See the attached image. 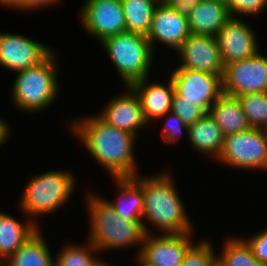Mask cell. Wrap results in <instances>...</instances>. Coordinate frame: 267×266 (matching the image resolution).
I'll return each mask as SVG.
<instances>
[{
    "mask_svg": "<svg viewBox=\"0 0 267 266\" xmlns=\"http://www.w3.org/2000/svg\"><path fill=\"white\" fill-rule=\"evenodd\" d=\"M250 126L267 130V92L237 97Z\"/></svg>",
    "mask_w": 267,
    "mask_h": 266,
    "instance_id": "cell-27",
    "label": "cell"
},
{
    "mask_svg": "<svg viewBox=\"0 0 267 266\" xmlns=\"http://www.w3.org/2000/svg\"><path fill=\"white\" fill-rule=\"evenodd\" d=\"M100 256V252L88 239L83 244L73 241L58 249L54 256V266H92Z\"/></svg>",
    "mask_w": 267,
    "mask_h": 266,
    "instance_id": "cell-26",
    "label": "cell"
},
{
    "mask_svg": "<svg viewBox=\"0 0 267 266\" xmlns=\"http://www.w3.org/2000/svg\"><path fill=\"white\" fill-rule=\"evenodd\" d=\"M175 54H178V59H180L176 67L223 77L225 64L215 36L191 33Z\"/></svg>",
    "mask_w": 267,
    "mask_h": 266,
    "instance_id": "cell-12",
    "label": "cell"
},
{
    "mask_svg": "<svg viewBox=\"0 0 267 266\" xmlns=\"http://www.w3.org/2000/svg\"><path fill=\"white\" fill-rule=\"evenodd\" d=\"M40 228L0 266H54V255Z\"/></svg>",
    "mask_w": 267,
    "mask_h": 266,
    "instance_id": "cell-23",
    "label": "cell"
},
{
    "mask_svg": "<svg viewBox=\"0 0 267 266\" xmlns=\"http://www.w3.org/2000/svg\"><path fill=\"white\" fill-rule=\"evenodd\" d=\"M223 241L218 266H266L253 256L250 246L241 236L230 234Z\"/></svg>",
    "mask_w": 267,
    "mask_h": 266,
    "instance_id": "cell-25",
    "label": "cell"
},
{
    "mask_svg": "<svg viewBox=\"0 0 267 266\" xmlns=\"http://www.w3.org/2000/svg\"><path fill=\"white\" fill-rule=\"evenodd\" d=\"M24 216V221H20L10 213L0 210V264L42 228L40 224L36 225L33 220Z\"/></svg>",
    "mask_w": 267,
    "mask_h": 266,
    "instance_id": "cell-19",
    "label": "cell"
},
{
    "mask_svg": "<svg viewBox=\"0 0 267 266\" xmlns=\"http://www.w3.org/2000/svg\"><path fill=\"white\" fill-rule=\"evenodd\" d=\"M202 0H170L169 4L173 9L177 11L181 16L188 19L191 11L201 2Z\"/></svg>",
    "mask_w": 267,
    "mask_h": 266,
    "instance_id": "cell-34",
    "label": "cell"
},
{
    "mask_svg": "<svg viewBox=\"0 0 267 266\" xmlns=\"http://www.w3.org/2000/svg\"><path fill=\"white\" fill-rule=\"evenodd\" d=\"M250 23L230 17L218 31L216 39L225 65L254 56L260 51V41Z\"/></svg>",
    "mask_w": 267,
    "mask_h": 266,
    "instance_id": "cell-13",
    "label": "cell"
},
{
    "mask_svg": "<svg viewBox=\"0 0 267 266\" xmlns=\"http://www.w3.org/2000/svg\"><path fill=\"white\" fill-rule=\"evenodd\" d=\"M11 122L8 123V120L5 121L4 118L0 117V148L4 147L3 145L8 142V139L10 138V135H13L11 133L12 125L10 124Z\"/></svg>",
    "mask_w": 267,
    "mask_h": 266,
    "instance_id": "cell-35",
    "label": "cell"
},
{
    "mask_svg": "<svg viewBox=\"0 0 267 266\" xmlns=\"http://www.w3.org/2000/svg\"><path fill=\"white\" fill-rule=\"evenodd\" d=\"M168 169L163 168L155 172L156 174L151 173L148 176L141 173L133 176L142 185L144 201L142 223L145 233L154 234L153 228H156L158 234H195L194 224L175 184L176 180L171 172L173 170Z\"/></svg>",
    "mask_w": 267,
    "mask_h": 266,
    "instance_id": "cell-2",
    "label": "cell"
},
{
    "mask_svg": "<svg viewBox=\"0 0 267 266\" xmlns=\"http://www.w3.org/2000/svg\"><path fill=\"white\" fill-rule=\"evenodd\" d=\"M241 237L244 238L250 246L253 256L267 266V227L262 230H258V232L254 235L252 234L251 237Z\"/></svg>",
    "mask_w": 267,
    "mask_h": 266,
    "instance_id": "cell-32",
    "label": "cell"
},
{
    "mask_svg": "<svg viewBox=\"0 0 267 266\" xmlns=\"http://www.w3.org/2000/svg\"><path fill=\"white\" fill-rule=\"evenodd\" d=\"M171 111L190 126L199 121L206 113L189 100H183L175 91L172 96Z\"/></svg>",
    "mask_w": 267,
    "mask_h": 266,
    "instance_id": "cell-30",
    "label": "cell"
},
{
    "mask_svg": "<svg viewBox=\"0 0 267 266\" xmlns=\"http://www.w3.org/2000/svg\"><path fill=\"white\" fill-rule=\"evenodd\" d=\"M170 78L175 92L183 100L196 104L206 114H209L212 104L224 93L220 75L174 67Z\"/></svg>",
    "mask_w": 267,
    "mask_h": 266,
    "instance_id": "cell-8",
    "label": "cell"
},
{
    "mask_svg": "<svg viewBox=\"0 0 267 266\" xmlns=\"http://www.w3.org/2000/svg\"><path fill=\"white\" fill-rule=\"evenodd\" d=\"M85 198L86 211L89 220L88 239L101 253L120 251L136 246L140 253L145 238L142 221H129L120 217L103 196L95 192Z\"/></svg>",
    "mask_w": 267,
    "mask_h": 266,
    "instance_id": "cell-3",
    "label": "cell"
},
{
    "mask_svg": "<svg viewBox=\"0 0 267 266\" xmlns=\"http://www.w3.org/2000/svg\"><path fill=\"white\" fill-rule=\"evenodd\" d=\"M53 50L25 34L0 31V66L12 73L38 65Z\"/></svg>",
    "mask_w": 267,
    "mask_h": 266,
    "instance_id": "cell-11",
    "label": "cell"
},
{
    "mask_svg": "<svg viewBox=\"0 0 267 266\" xmlns=\"http://www.w3.org/2000/svg\"><path fill=\"white\" fill-rule=\"evenodd\" d=\"M224 94L240 97L245 94L267 92V56L261 50L254 56L224 67Z\"/></svg>",
    "mask_w": 267,
    "mask_h": 266,
    "instance_id": "cell-9",
    "label": "cell"
},
{
    "mask_svg": "<svg viewBox=\"0 0 267 266\" xmlns=\"http://www.w3.org/2000/svg\"><path fill=\"white\" fill-rule=\"evenodd\" d=\"M190 147L216 161L222 151L224 135L210 114H205L199 121L188 126Z\"/></svg>",
    "mask_w": 267,
    "mask_h": 266,
    "instance_id": "cell-20",
    "label": "cell"
},
{
    "mask_svg": "<svg viewBox=\"0 0 267 266\" xmlns=\"http://www.w3.org/2000/svg\"><path fill=\"white\" fill-rule=\"evenodd\" d=\"M92 266H115V265L112 262L110 263L109 260L106 261L105 257L100 256Z\"/></svg>",
    "mask_w": 267,
    "mask_h": 266,
    "instance_id": "cell-38",
    "label": "cell"
},
{
    "mask_svg": "<svg viewBox=\"0 0 267 266\" xmlns=\"http://www.w3.org/2000/svg\"><path fill=\"white\" fill-rule=\"evenodd\" d=\"M207 238H201L187 250L181 266H218L216 248L212 240Z\"/></svg>",
    "mask_w": 267,
    "mask_h": 266,
    "instance_id": "cell-28",
    "label": "cell"
},
{
    "mask_svg": "<svg viewBox=\"0 0 267 266\" xmlns=\"http://www.w3.org/2000/svg\"><path fill=\"white\" fill-rule=\"evenodd\" d=\"M209 114L220 127L224 136L251 128L237 97L223 93L212 104Z\"/></svg>",
    "mask_w": 267,
    "mask_h": 266,
    "instance_id": "cell-22",
    "label": "cell"
},
{
    "mask_svg": "<svg viewBox=\"0 0 267 266\" xmlns=\"http://www.w3.org/2000/svg\"><path fill=\"white\" fill-rule=\"evenodd\" d=\"M191 34L188 19L181 16L167 3L156 6L151 26L146 38L153 51L156 45H166L170 51H176Z\"/></svg>",
    "mask_w": 267,
    "mask_h": 266,
    "instance_id": "cell-15",
    "label": "cell"
},
{
    "mask_svg": "<svg viewBox=\"0 0 267 266\" xmlns=\"http://www.w3.org/2000/svg\"><path fill=\"white\" fill-rule=\"evenodd\" d=\"M57 57L60 56L54 49L38 65L15 73L9 96L17 111L34 115L55 104L61 89L58 77L61 74L60 61Z\"/></svg>",
    "mask_w": 267,
    "mask_h": 266,
    "instance_id": "cell-4",
    "label": "cell"
},
{
    "mask_svg": "<svg viewBox=\"0 0 267 266\" xmlns=\"http://www.w3.org/2000/svg\"><path fill=\"white\" fill-rule=\"evenodd\" d=\"M0 6L7 8L8 10L21 11V0H0Z\"/></svg>",
    "mask_w": 267,
    "mask_h": 266,
    "instance_id": "cell-36",
    "label": "cell"
},
{
    "mask_svg": "<svg viewBox=\"0 0 267 266\" xmlns=\"http://www.w3.org/2000/svg\"><path fill=\"white\" fill-rule=\"evenodd\" d=\"M79 9L83 30L98 43L111 35L126 32L121 0H85Z\"/></svg>",
    "mask_w": 267,
    "mask_h": 266,
    "instance_id": "cell-10",
    "label": "cell"
},
{
    "mask_svg": "<svg viewBox=\"0 0 267 266\" xmlns=\"http://www.w3.org/2000/svg\"><path fill=\"white\" fill-rule=\"evenodd\" d=\"M99 44L118 73L122 86L151 76L157 56L146 36L126 31L108 36Z\"/></svg>",
    "mask_w": 267,
    "mask_h": 266,
    "instance_id": "cell-6",
    "label": "cell"
},
{
    "mask_svg": "<svg viewBox=\"0 0 267 266\" xmlns=\"http://www.w3.org/2000/svg\"><path fill=\"white\" fill-rule=\"evenodd\" d=\"M160 0H121L126 31L147 36Z\"/></svg>",
    "mask_w": 267,
    "mask_h": 266,
    "instance_id": "cell-24",
    "label": "cell"
},
{
    "mask_svg": "<svg viewBox=\"0 0 267 266\" xmlns=\"http://www.w3.org/2000/svg\"><path fill=\"white\" fill-rule=\"evenodd\" d=\"M242 171H267V130L250 128L224 136L216 163Z\"/></svg>",
    "mask_w": 267,
    "mask_h": 266,
    "instance_id": "cell-7",
    "label": "cell"
},
{
    "mask_svg": "<svg viewBox=\"0 0 267 266\" xmlns=\"http://www.w3.org/2000/svg\"><path fill=\"white\" fill-rule=\"evenodd\" d=\"M135 260L137 263L136 265L138 266H156V265H153L150 261H148L146 258H144L140 253H136L135 254Z\"/></svg>",
    "mask_w": 267,
    "mask_h": 266,
    "instance_id": "cell-37",
    "label": "cell"
},
{
    "mask_svg": "<svg viewBox=\"0 0 267 266\" xmlns=\"http://www.w3.org/2000/svg\"><path fill=\"white\" fill-rule=\"evenodd\" d=\"M85 116L67 120L70 124L67 128L86 148V153L111 178L133 177L138 174L139 166L135 156L138 138L109 125L97 114Z\"/></svg>",
    "mask_w": 267,
    "mask_h": 266,
    "instance_id": "cell-1",
    "label": "cell"
},
{
    "mask_svg": "<svg viewBox=\"0 0 267 266\" xmlns=\"http://www.w3.org/2000/svg\"><path fill=\"white\" fill-rule=\"evenodd\" d=\"M231 17L256 18L266 12L267 0H228L226 4ZM247 17V18H246Z\"/></svg>",
    "mask_w": 267,
    "mask_h": 266,
    "instance_id": "cell-31",
    "label": "cell"
},
{
    "mask_svg": "<svg viewBox=\"0 0 267 266\" xmlns=\"http://www.w3.org/2000/svg\"><path fill=\"white\" fill-rule=\"evenodd\" d=\"M62 3V0H21V11L23 12H38L42 9H50L51 6ZM37 10V11H36Z\"/></svg>",
    "mask_w": 267,
    "mask_h": 266,
    "instance_id": "cell-33",
    "label": "cell"
},
{
    "mask_svg": "<svg viewBox=\"0 0 267 266\" xmlns=\"http://www.w3.org/2000/svg\"><path fill=\"white\" fill-rule=\"evenodd\" d=\"M212 1H216V2L223 3V4H227L228 0H212Z\"/></svg>",
    "mask_w": 267,
    "mask_h": 266,
    "instance_id": "cell-39",
    "label": "cell"
},
{
    "mask_svg": "<svg viewBox=\"0 0 267 266\" xmlns=\"http://www.w3.org/2000/svg\"><path fill=\"white\" fill-rule=\"evenodd\" d=\"M121 93L113 96L104 104L97 115L109 125L135 135L138 139L140 131L149 125L143 116L138 95L130 86H125ZM123 92V93H122Z\"/></svg>",
    "mask_w": 267,
    "mask_h": 266,
    "instance_id": "cell-14",
    "label": "cell"
},
{
    "mask_svg": "<svg viewBox=\"0 0 267 266\" xmlns=\"http://www.w3.org/2000/svg\"><path fill=\"white\" fill-rule=\"evenodd\" d=\"M160 122H162V125H160L161 138L165 143H172L174 146L177 142L180 143L179 141L182 140L181 138H184L182 137L184 134L188 136V126L172 111L168 112L156 121L158 124Z\"/></svg>",
    "mask_w": 267,
    "mask_h": 266,
    "instance_id": "cell-29",
    "label": "cell"
},
{
    "mask_svg": "<svg viewBox=\"0 0 267 266\" xmlns=\"http://www.w3.org/2000/svg\"><path fill=\"white\" fill-rule=\"evenodd\" d=\"M170 0H160L161 3H168Z\"/></svg>",
    "mask_w": 267,
    "mask_h": 266,
    "instance_id": "cell-40",
    "label": "cell"
},
{
    "mask_svg": "<svg viewBox=\"0 0 267 266\" xmlns=\"http://www.w3.org/2000/svg\"><path fill=\"white\" fill-rule=\"evenodd\" d=\"M111 180L116 185V198L113 200H108L105 196L103 198L123 219L142 221L144 209L142 185L134 177L111 178Z\"/></svg>",
    "mask_w": 267,
    "mask_h": 266,
    "instance_id": "cell-18",
    "label": "cell"
},
{
    "mask_svg": "<svg viewBox=\"0 0 267 266\" xmlns=\"http://www.w3.org/2000/svg\"><path fill=\"white\" fill-rule=\"evenodd\" d=\"M156 234L145 235L140 254L156 266H181L185 253L195 243V235Z\"/></svg>",
    "mask_w": 267,
    "mask_h": 266,
    "instance_id": "cell-16",
    "label": "cell"
},
{
    "mask_svg": "<svg viewBox=\"0 0 267 266\" xmlns=\"http://www.w3.org/2000/svg\"><path fill=\"white\" fill-rule=\"evenodd\" d=\"M150 77L138 80L130 87L138 95L143 110V116L149 126L171 111L173 82L168 76L166 83L150 82Z\"/></svg>",
    "mask_w": 267,
    "mask_h": 266,
    "instance_id": "cell-17",
    "label": "cell"
},
{
    "mask_svg": "<svg viewBox=\"0 0 267 266\" xmlns=\"http://www.w3.org/2000/svg\"><path fill=\"white\" fill-rule=\"evenodd\" d=\"M230 17L226 4L202 0L188 17L190 32L216 37L218 31Z\"/></svg>",
    "mask_w": 267,
    "mask_h": 266,
    "instance_id": "cell-21",
    "label": "cell"
},
{
    "mask_svg": "<svg viewBox=\"0 0 267 266\" xmlns=\"http://www.w3.org/2000/svg\"><path fill=\"white\" fill-rule=\"evenodd\" d=\"M74 175L70 169H50L41 174H32L21 191L18 211L38 225L39 217L56 213L62 206L64 209L78 187L77 176Z\"/></svg>",
    "mask_w": 267,
    "mask_h": 266,
    "instance_id": "cell-5",
    "label": "cell"
}]
</instances>
